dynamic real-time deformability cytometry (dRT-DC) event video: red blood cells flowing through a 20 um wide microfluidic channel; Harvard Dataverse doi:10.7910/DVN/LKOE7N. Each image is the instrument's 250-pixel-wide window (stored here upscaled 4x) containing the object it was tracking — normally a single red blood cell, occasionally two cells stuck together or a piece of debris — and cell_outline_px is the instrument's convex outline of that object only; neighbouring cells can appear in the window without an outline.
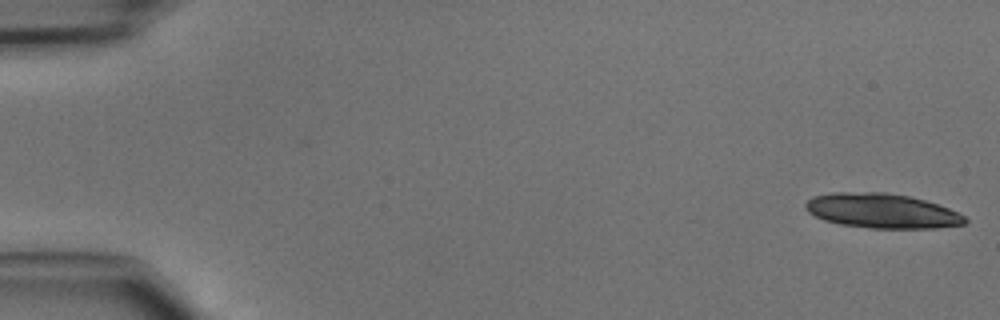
{"species": "common noctule bat (a hibernating species)", "species_latin": "Nyctalus noctula", "temperature_condition": "cold", "stored_images_in_passage": 31, "camera_frame_rate_fps": 3000, "um_per_image_px": 0.085, "animal": {"sex": "male", "body_mass_g": 15.6}, "frame": {"image": 1, "passage_image": 1, "time_ms": 0.0, "image_size_px": [1000, 320], "cell_outline_px": [[968, 220], [964, 224], [936, 228], [868, 228], [840, 224], [824, 220], [808, 212], [804, 208], [804, 204], [812, 196], [832, 192], [884, 192], [908, 196], [924, 200], [948, 208], [964, 216]], "centroid_in_image_um": [74.92, 17.92], "position_along_channel_um": 10.1, "area_um2": 32.14}}